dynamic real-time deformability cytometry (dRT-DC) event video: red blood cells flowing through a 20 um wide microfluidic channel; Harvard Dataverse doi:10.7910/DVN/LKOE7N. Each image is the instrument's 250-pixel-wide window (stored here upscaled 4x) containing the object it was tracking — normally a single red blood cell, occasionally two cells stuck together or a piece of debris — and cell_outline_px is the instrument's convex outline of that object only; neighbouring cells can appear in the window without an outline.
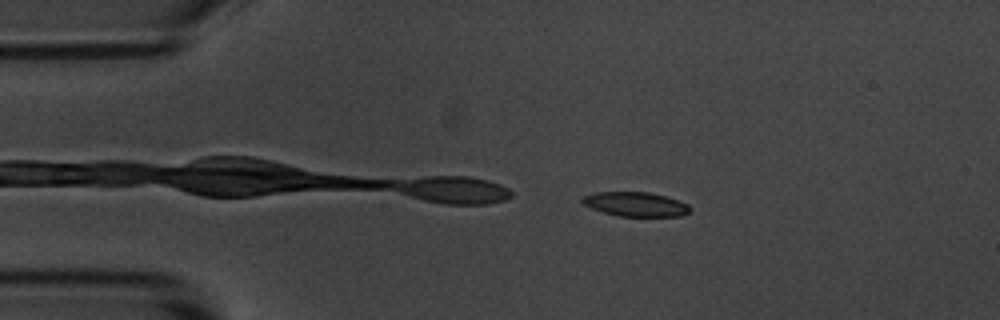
{"species": "common noctule bat (a hibernating species)", "species_latin": "Nyctalus noctula", "temperature_condition": "room temperature", "stored_images_in_passage": 3, "camera_frame_rate_fps": 3000, "um_per_image_px": 0.085, "animal": {"sex": "male", "body_mass_g": 20.1, "forearm_length_mm": 53.5}, "frame": {"image": 1, "passage_image": 3, "time_ms": 2.333, "image_size_px": [1000, 320], "cell_outline_px": [[692, 208], [684, 216], [620, 216], [604, 212], [592, 208], [584, 204], [580, 200], [584, 196], [596, 192], [648, 192], [664, 196], [688, 204]], "centroid_in_image_um": [54.04, 17.36], "position_along_channel_um": 31.0, "area_um2": 15.09}}